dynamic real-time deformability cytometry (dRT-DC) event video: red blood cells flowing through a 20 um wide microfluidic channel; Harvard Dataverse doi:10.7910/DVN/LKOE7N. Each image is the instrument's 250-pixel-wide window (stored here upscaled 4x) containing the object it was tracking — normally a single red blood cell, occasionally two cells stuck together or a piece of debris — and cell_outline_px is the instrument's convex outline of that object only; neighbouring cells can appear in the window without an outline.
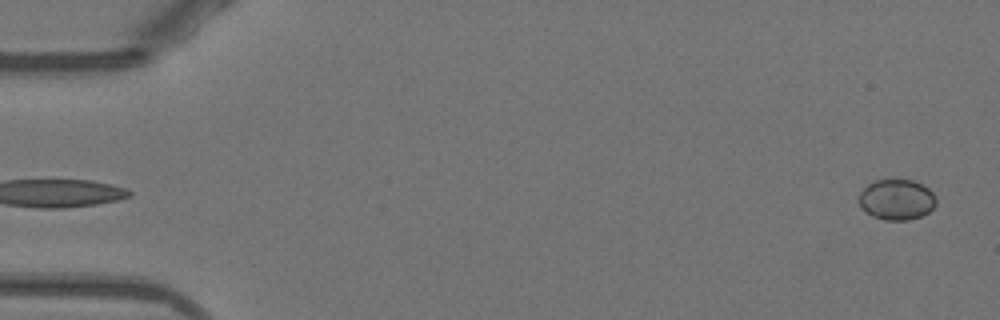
{"species": "Egyptian fruit bat (a non-hibernating species)", "species_latin": "Rousettus aegyptiacus", "temperature_condition": "warm", "stored_images_in_passage": 51, "camera_frame_rate_fps": 3000, "um_per_image_px": 0.085, "animal": {"sex": "female"}, "frame": {"image": 1, "passage_image": 1, "time_ms": 0.0, "image_size_px": [1000, 320], "cell_outline_px": [[936, 204], [928, 212], [920, 216], [908, 220], [884, 220], [872, 216], [860, 204], [860, 192], [868, 184], [876, 180], [912, 180], [924, 184], [936, 196]], "centroid_in_image_um": [76.25, 16.96], "position_along_channel_um": 8.7, "area_um2": 18.09}}
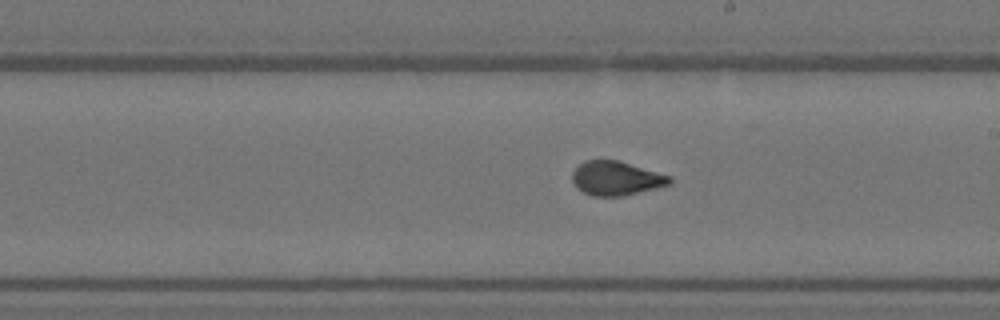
{"frame": {"image": 2, "passage_image": 29, "time_ms": 9.333, "image_size_px": [1000, 320], "cell_outline_px": [[672, 184], [656, 188], [620, 196], [592, 196], [576, 188], [572, 180], [572, 172], [584, 160], [620, 160], [672, 176]], "centroid_in_image_um": [52.39, 15.14], "position_along_channel_um": 236.6, "area_um2": 19.48}}
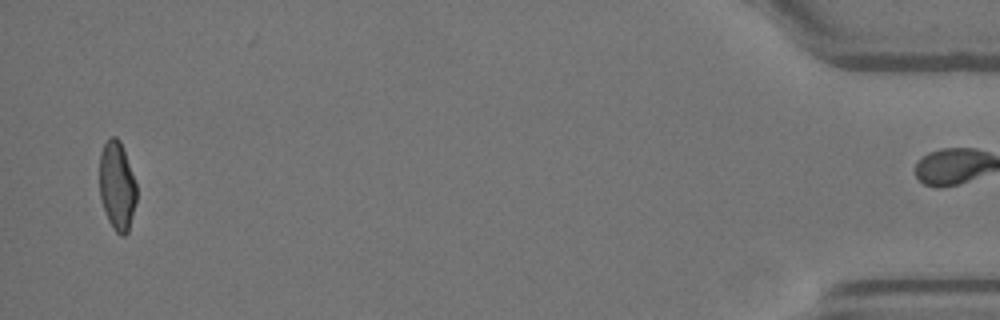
{"frame": {"image": 3, "passage_image": 50, "time_ms": 16.333, "image_size_px": [1000, 320], "cell_outline_px": [[136, 200], [128, 232], [124, 236], [120, 236], [112, 228], [108, 220], [100, 196], [100, 152], [104, 144], [112, 136], [116, 136], [120, 140], [136, 184]], "centroid_in_image_um": [9.94, 15.82], "position_along_channel_um": 425.3, "area_um2": 18.96}}